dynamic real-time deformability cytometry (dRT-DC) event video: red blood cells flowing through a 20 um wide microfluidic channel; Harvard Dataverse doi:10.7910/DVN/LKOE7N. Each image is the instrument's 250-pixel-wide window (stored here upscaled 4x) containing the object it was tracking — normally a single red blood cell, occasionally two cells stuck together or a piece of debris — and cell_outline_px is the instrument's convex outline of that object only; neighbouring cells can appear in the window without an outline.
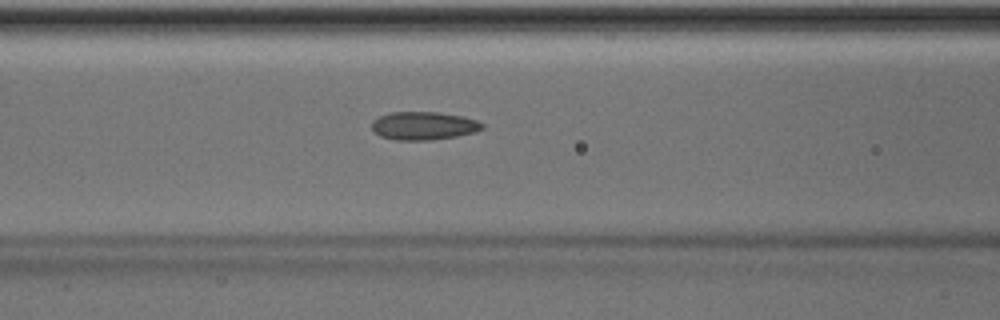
{"species": "Egyptian fruit bat (a non-hibernating species)", "species_latin": "Rousettus aegyptiacus", "temperature_condition": "room temperature", "stored_images_in_passage": 38, "camera_frame_rate_fps": 3000, "um_per_image_px": 0.085, "animal": {"sex": "male"}, "frame": {"image": 1, "passage_image": 9, "time_ms": 2.667, "image_size_px": [1000, 320], "cell_outline_px": [[484, 128], [472, 132], [456, 136], [432, 140], [396, 140], [380, 136], [372, 128], [372, 120], [388, 112], [440, 112], [464, 116], [476, 120], [484, 124]], "centroid_in_image_um": [36.0, 10.68], "position_along_channel_um": 130.6, "area_um2": 18.15}}
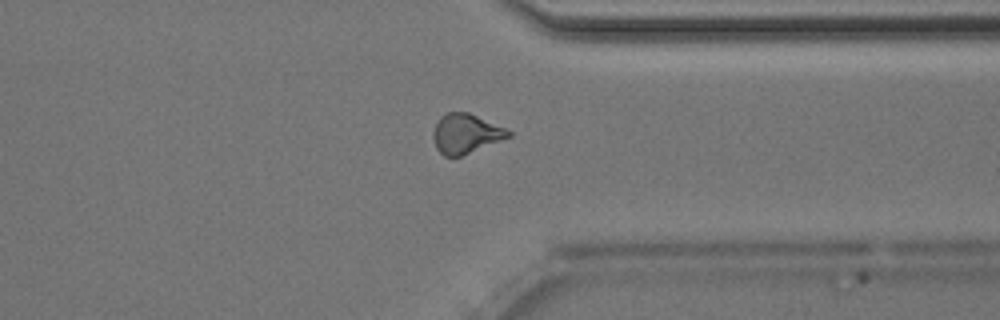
{"frame": {"image": 2, "passage_image": 27, "time_ms": 8.667, "image_size_px": [1000, 320], "cell_outline_px": [[512, 136], [460, 156], [444, 156], [436, 148], [432, 136], [432, 132], [440, 116], [448, 112], [468, 112], [504, 128], [512, 132]], "centroid_in_image_um": [39.56, 11.36], "position_along_channel_um": 371.8, "area_um2": 17.11}}
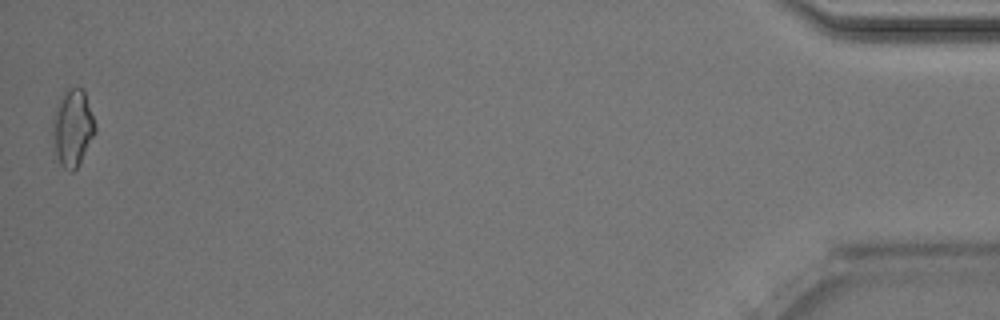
{"frame": {"image": 3, "passage_image": 38, "time_ms": 12.333, "image_size_px": [1000, 320], "cell_outline_px": [[96, 132], [76, 168], [72, 172], [68, 172], [52, 160], [52, 116], [56, 104], [60, 96], [68, 88], [84, 88], [96, 124]], "centroid_in_image_um": [6.11, 10.92], "position_along_channel_um": 429.1, "area_um2": 20.0}, "authors_computed_cell_mechanics": {"area_um2": 17.4845, "velocity_mm_per_s": 4.0489, "shape_relaxation_time_tau1_ms": null, "shape_relaxation_time_tau2_ms": 2.1116, "deformation_change_tau1": null, "deformation_change_tau2": 0.0961}}